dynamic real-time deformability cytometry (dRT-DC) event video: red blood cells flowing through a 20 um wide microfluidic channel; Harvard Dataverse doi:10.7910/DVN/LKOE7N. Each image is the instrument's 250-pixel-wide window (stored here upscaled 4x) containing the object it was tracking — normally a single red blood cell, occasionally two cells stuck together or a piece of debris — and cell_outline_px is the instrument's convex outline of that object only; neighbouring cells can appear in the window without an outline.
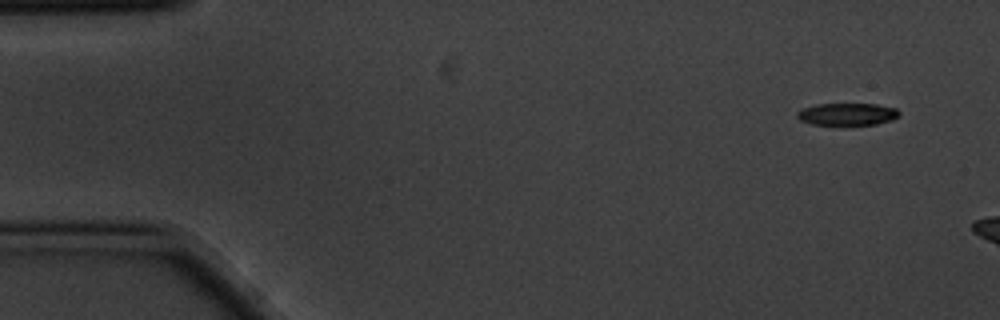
{"species": "common noctule bat (a hibernating species)", "species_latin": "Nyctalus noctula", "temperature_condition": "cold", "stored_images_in_passage": 3, "camera_frame_rate_fps": 3000, "um_per_image_px": 0.085, "animal": {"sex": "male", "body_mass_g": 20.1, "forearm_length_mm": 53.5}, "frame": {"image": 1, "passage_image": 1, "time_ms": 0.0, "image_size_px": [1000, 320], "cell_outline_px": [[900, 112], [892, 120], [876, 124], [812, 124], [800, 120], [796, 116], [796, 112], [804, 108], [816, 104], [876, 104], [896, 108]], "centroid_in_image_um": [72.0, 9.69], "position_along_channel_um": 13.0, "area_um2": 13.01}}